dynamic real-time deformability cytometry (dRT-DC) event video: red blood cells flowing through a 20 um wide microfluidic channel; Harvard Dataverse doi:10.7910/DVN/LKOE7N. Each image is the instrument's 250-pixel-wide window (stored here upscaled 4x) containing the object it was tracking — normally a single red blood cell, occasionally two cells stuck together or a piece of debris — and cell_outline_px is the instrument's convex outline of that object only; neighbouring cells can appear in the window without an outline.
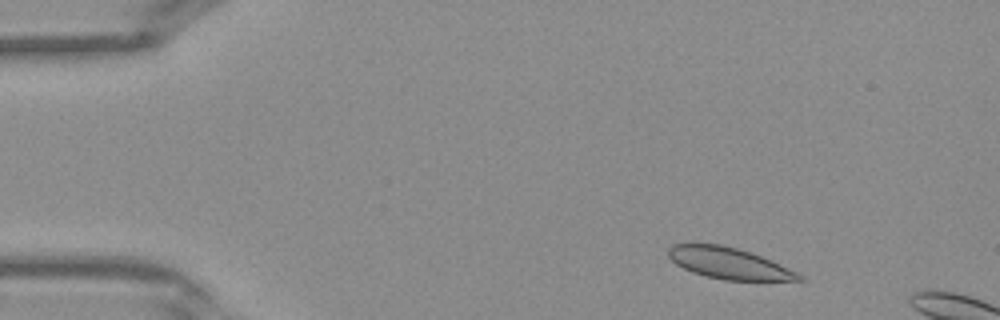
{"species": "Egyptian fruit bat (a non-hibernating species)", "species_latin": "Rousettus aegyptiacus", "temperature_condition": "warm", "stored_images_in_passage": 9, "camera_frame_rate_fps": 3000, "um_per_image_px": 0.085, "frame": {"image": 1, "passage_image": 3, "time_ms": 0.667, "image_size_px": [1000, 320], "cell_outline_px": [[808, 280], [724, 280], [704, 276], [692, 272], [676, 264], [668, 256], [668, 248], [672, 244], [688, 240], [720, 244], [752, 252], [796, 272], [804, 276]], "centroid_in_image_um": [61.85, 22.33], "position_along_channel_um": 23.2, "area_um2": 24.33}}